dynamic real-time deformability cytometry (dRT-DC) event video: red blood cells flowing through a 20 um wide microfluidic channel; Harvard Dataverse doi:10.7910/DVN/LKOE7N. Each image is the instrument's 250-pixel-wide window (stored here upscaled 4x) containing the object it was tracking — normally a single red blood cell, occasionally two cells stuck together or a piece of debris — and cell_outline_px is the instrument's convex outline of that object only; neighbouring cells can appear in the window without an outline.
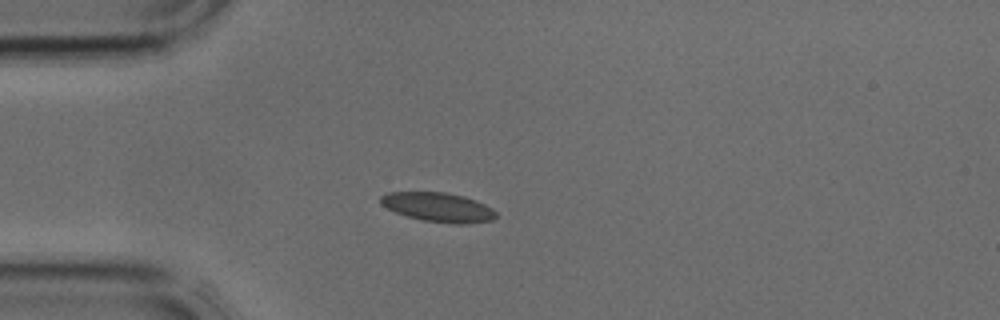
{"species": "common noctule bat (a hibernating species)", "species_latin": "Nyctalus noctula", "temperature_condition": "cold", "stored_images_in_passage": 4, "camera_frame_rate_fps": 3000, "um_per_image_px": 0.085, "animal": {"sex": "male", "body_mass_g": 17.9, "forearm_length_mm": 54.2}, "frame": {"image": 1, "passage_image": 4, "time_ms": 1.0, "image_size_px": [1000, 320], "cell_outline_px": [[496, 216], [492, 220], [468, 224], [456, 224], [424, 220], [408, 216], [396, 212], [380, 204], [380, 196], [388, 192], [444, 192], [464, 196], [476, 200], [492, 208], [496, 212]], "centroid_in_image_um": [37.26, 17.61], "position_along_channel_um": 47.7, "area_um2": 19.59}}